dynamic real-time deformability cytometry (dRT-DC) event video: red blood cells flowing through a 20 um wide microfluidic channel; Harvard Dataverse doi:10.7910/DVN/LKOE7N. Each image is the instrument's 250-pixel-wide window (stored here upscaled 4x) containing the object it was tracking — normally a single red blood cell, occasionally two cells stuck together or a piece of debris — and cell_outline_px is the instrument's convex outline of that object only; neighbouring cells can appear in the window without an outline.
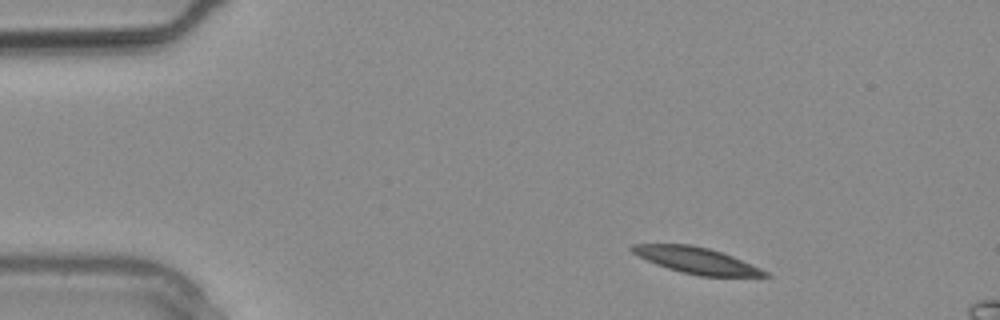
{"species": "common noctule bat (a hibernating species)", "species_latin": "Nyctalus noctula", "temperature_condition": "warm", "stored_images_in_passage": 2, "camera_frame_rate_fps": 3000, "um_per_image_px": 0.085, "animal": {"sex": "male", "body_mass_g": 20.4}, "frame": {"image": 1, "passage_image": 1, "time_ms": 0.0, "image_size_px": [1000, 320], "cell_outline_px": [[772, 276], [700, 276], [680, 272], [656, 264], [632, 252], [628, 248], [632, 244], [692, 244], [708, 248], [732, 256], [760, 268], [768, 272]], "centroid_in_image_um": [59.18, 22.13], "position_along_channel_um": 25.8, "area_um2": 20.06}}